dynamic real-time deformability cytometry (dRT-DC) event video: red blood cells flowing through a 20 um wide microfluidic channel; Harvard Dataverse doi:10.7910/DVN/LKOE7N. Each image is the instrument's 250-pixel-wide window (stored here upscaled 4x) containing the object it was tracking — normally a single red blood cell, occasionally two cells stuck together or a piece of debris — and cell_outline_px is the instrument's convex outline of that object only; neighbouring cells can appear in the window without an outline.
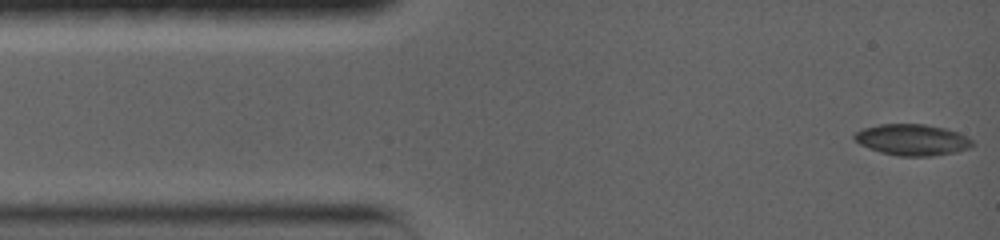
{"species": "common noctule bat (a hibernating species)", "species_latin": "Nyctalus noctula", "temperature_condition": "warm", "stored_images_in_passage": 101, "camera_frame_rate_fps": 5000, "um_per_image_px": 0.085, "animal": {"sex": "female", "body_mass_g": 19.0, "forearm_length_mm": 56.7}, "frame": {"image": 1, "passage_image": 1, "time_ms": 0.0, "image_size_px": [1000, 240], "cell_outline_px": [[972, 144], [968, 148], [956, 152], [932, 156], [896, 156], [880, 152], [868, 148], [860, 144], [852, 136], [856, 132], [864, 128], [880, 124], [924, 124], [944, 128], [968, 136], [972, 140]], "centroid_in_image_um": [77.52, 11.89], "position_along_channel_um": 7.5, "area_um2": 21.39}}
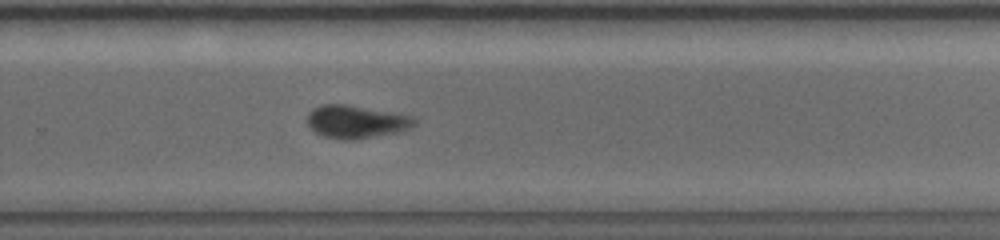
{"frame": {"image": 2, "passage_image": 55, "time_ms": 10.0, "image_size_px": [1000, 240], "cell_outline_px": [[416, 124], [412, 128], [400, 132], [356, 140], [344, 140], [324, 136], [308, 128], [308, 112], [324, 104], [344, 104], [412, 116], [416, 120]], "centroid_in_image_um": [30.29, 10.37], "position_along_channel_um": 299.5, "area_um2": 20.52}}
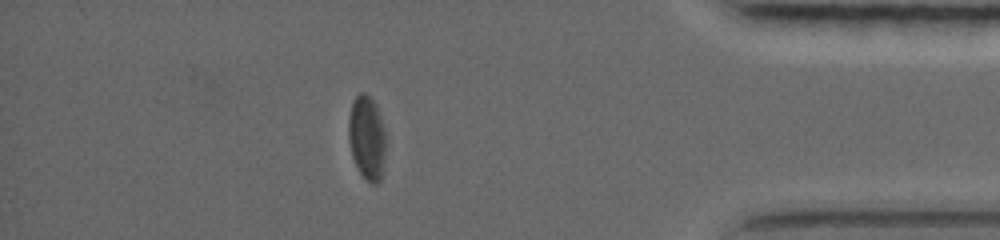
{"frame": {"image": 3, "passage_image": 78, "time_ms": 13.8, "image_size_px": [1000, 240], "cell_outline_px": [[384, 160], [380, 184], [372, 184], [360, 172], [352, 156], [348, 136], [348, 120], [352, 100], [360, 92], [364, 92], [376, 104], [384, 128]], "centroid_in_image_um": [31.17, 11.69], "position_along_channel_um": 404.0, "area_um2": 18.15}, "authors_computed_cell_mechanics": {"area_um2": 20.519, "velocity_mm_per_s": 3.677, "shape_relaxation_time_tau1_ms": 8.1309, "shape_relaxation_time_tau2_ms": 2.0589, "deformation_change_tau1": 0.179, "deformation_change_tau2": 0.0701}}